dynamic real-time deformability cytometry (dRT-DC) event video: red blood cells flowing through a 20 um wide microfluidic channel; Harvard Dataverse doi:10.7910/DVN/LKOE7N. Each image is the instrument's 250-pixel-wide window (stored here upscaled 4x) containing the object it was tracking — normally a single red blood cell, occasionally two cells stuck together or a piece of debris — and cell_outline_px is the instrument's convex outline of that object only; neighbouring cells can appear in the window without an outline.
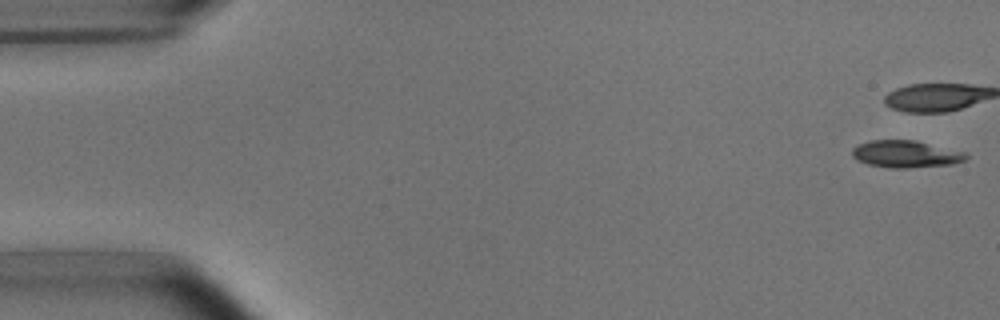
{"species": "common noctule bat (a hibernating species)", "species_latin": "Nyctalus noctula", "temperature_condition": "room temperature", "stored_images_in_passage": 7, "camera_frame_rate_fps": 3000, "um_per_image_px": 0.085, "animal": {"sex": "male", "body_mass_g": 15.6}, "frame": {"image": 1, "passage_image": 1, "time_ms": 0.0, "image_size_px": [1000, 320], "cell_outline_px": [[968, 156], [964, 160], [952, 164], [904, 168], [892, 168], [868, 164], [856, 160], [852, 156], [852, 148], [860, 144], [872, 140], [916, 140], [964, 152]], "centroid_in_image_um": [76.96, 13.09], "position_along_channel_um": 8.0, "area_um2": 17.8}}